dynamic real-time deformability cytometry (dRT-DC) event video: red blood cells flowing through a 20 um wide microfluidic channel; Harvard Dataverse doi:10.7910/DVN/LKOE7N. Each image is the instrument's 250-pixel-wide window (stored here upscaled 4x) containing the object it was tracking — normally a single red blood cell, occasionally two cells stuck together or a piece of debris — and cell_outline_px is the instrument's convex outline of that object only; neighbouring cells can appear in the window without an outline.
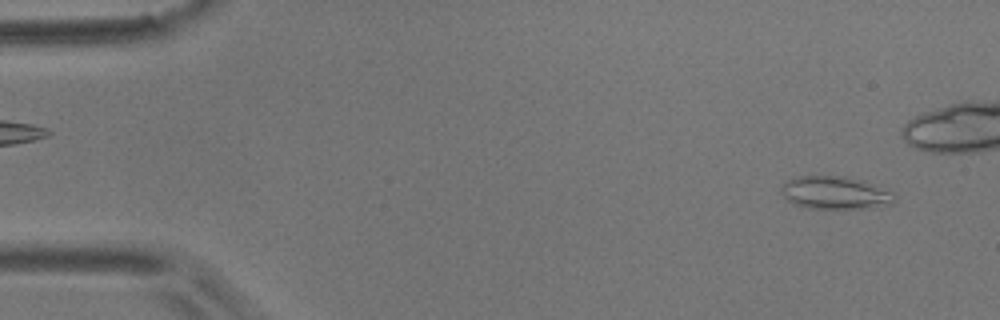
{"species": "common noctule bat (a hibernating species)", "species_latin": "Nyctalus noctula", "temperature_condition": "room temperature", "stored_images_in_passage": 5, "camera_frame_rate_fps": 3000, "um_per_image_px": 0.085, "animal": {"sex": "male", "body_mass_g": 17.9}, "frame": {"image": 1, "passage_image": 1, "time_ms": 0.0, "image_size_px": [1000, 320], "cell_outline_px": [[896, 200], [892, 204], [864, 208], [808, 208], [796, 204], [788, 200], [784, 196], [780, 188], [784, 180], [796, 176], [844, 176], [864, 180], [892, 192], [896, 196]], "centroid_in_image_um": [70.98, 16.37], "position_along_channel_um": 14.0, "area_um2": 21.73}}